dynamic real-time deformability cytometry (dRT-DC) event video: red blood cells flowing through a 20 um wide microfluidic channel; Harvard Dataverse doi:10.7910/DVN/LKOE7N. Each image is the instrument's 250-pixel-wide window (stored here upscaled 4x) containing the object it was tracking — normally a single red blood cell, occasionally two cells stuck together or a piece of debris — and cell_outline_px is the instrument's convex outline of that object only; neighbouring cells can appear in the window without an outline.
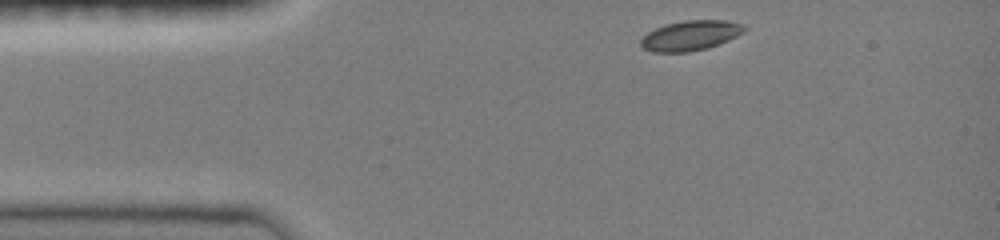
{"species": "common noctule bat (a hibernating species)", "species_latin": "Nyctalus noctula", "temperature_condition": "room temperature", "stored_images_in_passage": 9, "camera_frame_rate_fps": 3000, "um_per_image_px": 0.085, "animal": {"sex": "female", "body_mass_g": 19.0, "forearm_length_mm": 51.5}, "frame": {"image": 1, "passage_image": 1, "time_ms": 0.0, "image_size_px": [1000, 240], "cell_outline_px": [[748, 28], [744, 32], [728, 40], [708, 48], [688, 52], [652, 52], [644, 48], [640, 44], [640, 40], [648, 32], [656, 28], [668, 24], [684, 20], [724, 20], [744, 24]], "centroid_in_image_um": [58.72, 3.02], "position_along_channel_um": 26.3, "area_um2": 18.03}}
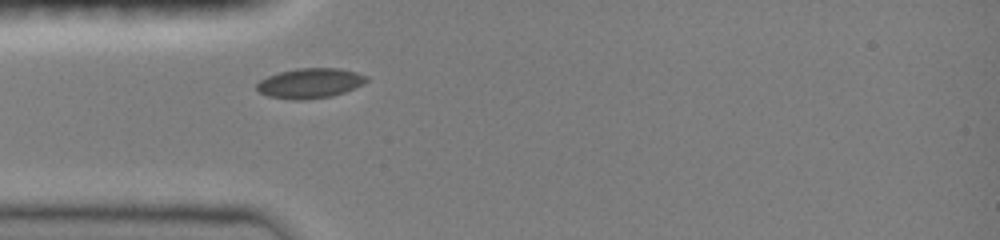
{"frame": {"image": 2, "passage_image": 6, "time_ms": 2.0, "image_size_px": [1000, 240], "cell_outline_px": [[368, 80], [344, 92], [332, 96], [304, 100], [292, 100], [268, 96], [260, 92], [256, 88], [256, 84], [260, 80], [268, 76], [280, 72], [296, 68], [340, 68], [356, 72], [368, 76]], "centroid_in_image_um": [26.33, 7.07], "position_along_channel_um": 58.7, "area_um2": 19.07}}
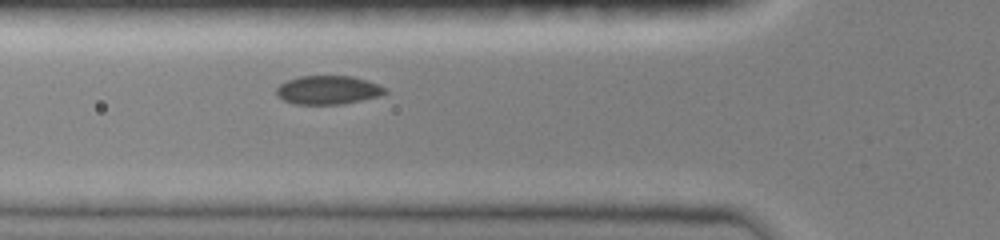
{"frame": {"image": 3, "passage_image": 9, "time_ms": 3.0, "image_size_px": [1000, 240], "cell_outline_px": [[388, 92], [380, 96], [340, 104], [292, 104], [276, 96], [276, 88], [280, 84], [288, 80], [300, 76], [352, 76], [376, 84], [384, 88]], "centroid_in_image_um": [27.83, 7.65], "position_along_channel_um": 98.0, "area_um2": 17.98}}